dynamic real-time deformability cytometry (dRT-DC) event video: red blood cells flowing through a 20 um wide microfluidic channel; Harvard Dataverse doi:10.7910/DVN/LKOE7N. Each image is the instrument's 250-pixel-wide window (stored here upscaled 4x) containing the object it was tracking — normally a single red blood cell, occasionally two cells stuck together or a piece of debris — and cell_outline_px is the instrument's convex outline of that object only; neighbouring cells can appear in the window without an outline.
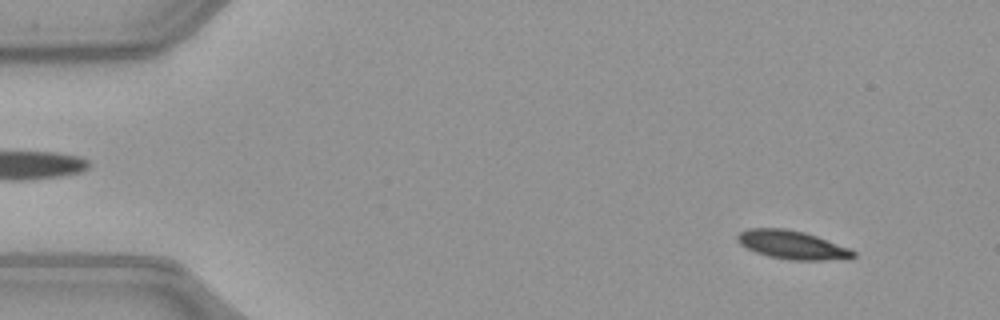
{"species": "common noctule bat (a hibernating species)", "species_latin": "Nyctalus noctula", "temperature_condition": "warm", "stored_images_in_passage": 51, "camera_frame_rate_fps": 3000, "um_per_image_px": 0.085, "animal": {"sex": "female", "body_mass_g": 21.9}, "frame": {"image": 1, "passage_image": 5, "time_ms": 1.333, "image_size_px": [1000, 320], "cell_outline_px": [[856, 256], [848, 260], [788, 260], [768, 256], [756, 252], [740, 244], [736, 240], [736, 236], [740, 232], [748, 228], [784, 228], [804, 232], [816, 236], [848, 248], [856, 252]], "centroid_in_image_um": [67.35, 20.82], "position_along_channel_um": 17.7, "area_um2": 19.31}}
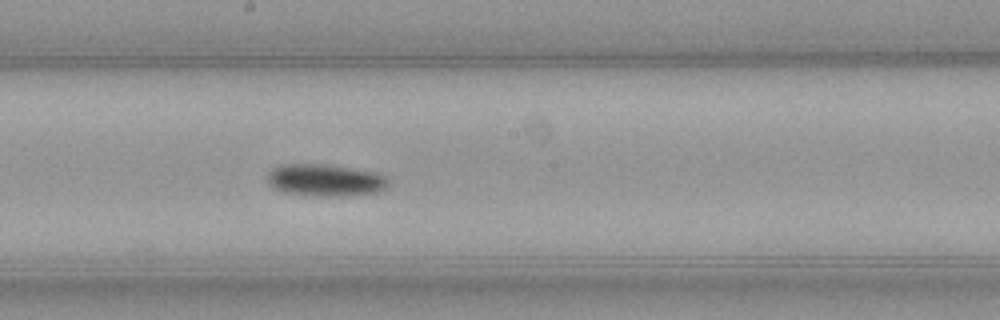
{"frame": {"image": 2, "passage_image": 28, "time_ms": 9.0, "image_size_px": [1000, 320], "cell_outline_px": [[388, 188], [376, 192], [340, 196], [304, 196], [284, 192], [268, 184], [268, 172], [272, 168], [280, 164], [324, 164], [380, 172], [388, 176]], "centroid_in_image_um": [27.67, 15.31], "position_along_channel_um": 220.5, "area_um2": 23.0}}
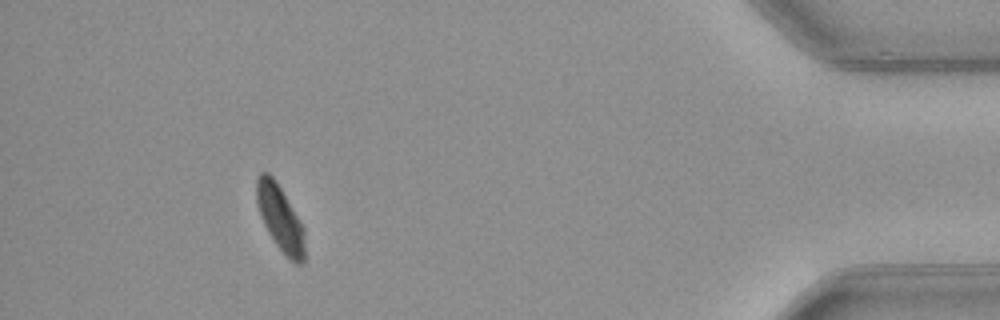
{"frame": {"image": 3, "passage_image": 47, "time_ms": 15.333, "image_size_px": [1000, 320], "cell_outline_px": [[304, 264], [296, 264], [276, 244], [268, 232], [260, 216], [256, 200], [256, 180], [260, 172], [268, 172], [276, 180], [304, 228]], "centroid_in_image_um": [23.79, 18.51], "position_along_channel_um": 411.4, "area_um2": 18.21}}